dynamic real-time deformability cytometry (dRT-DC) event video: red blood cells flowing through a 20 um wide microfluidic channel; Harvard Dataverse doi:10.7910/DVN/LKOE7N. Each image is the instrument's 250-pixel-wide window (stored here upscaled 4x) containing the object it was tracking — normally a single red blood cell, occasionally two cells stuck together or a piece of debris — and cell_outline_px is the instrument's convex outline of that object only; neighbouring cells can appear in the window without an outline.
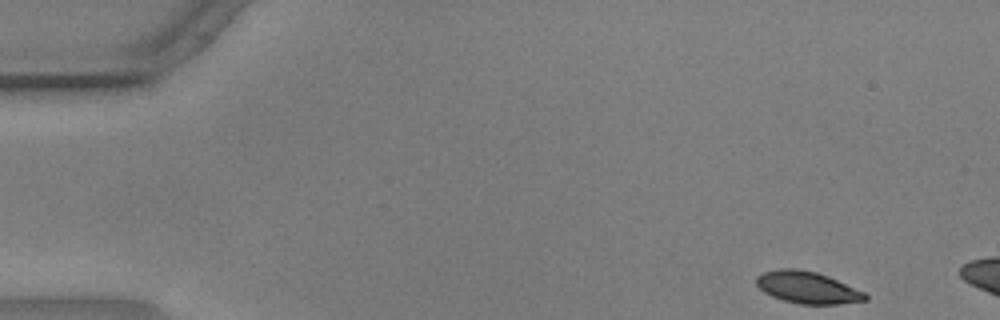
{"species": "common noctule bat (a hibernating species)", "species_latin": "Nyctalus noctula", "temperature_condition": "warm", "stored_images_in_passage": 6, "camera_frame_rate_fps": 3000, "um_per_image_px": 0.085, "animal": {"sex": "male", "body_mass_g": 17.9, "forearm_length_mm": 54.2}, "frame": {"image": 1, "passage_image": 1, "time_ms": 0.0, "image_size_px": [1000, 320], "cell_outline_px": [[868, 300], [836, 304], [800, 304], [784, 300], [772, 296], [764, 292], [756, 284], [756, 276], [764, 272], [780, 268], [796, 268], [816, 272], [828, 276], [864, 292], [868, 296]], "centroid_in_image_um": [68.62, 24.43], "position_along_channel_um": 16.4, "area_um2": 20.11}}